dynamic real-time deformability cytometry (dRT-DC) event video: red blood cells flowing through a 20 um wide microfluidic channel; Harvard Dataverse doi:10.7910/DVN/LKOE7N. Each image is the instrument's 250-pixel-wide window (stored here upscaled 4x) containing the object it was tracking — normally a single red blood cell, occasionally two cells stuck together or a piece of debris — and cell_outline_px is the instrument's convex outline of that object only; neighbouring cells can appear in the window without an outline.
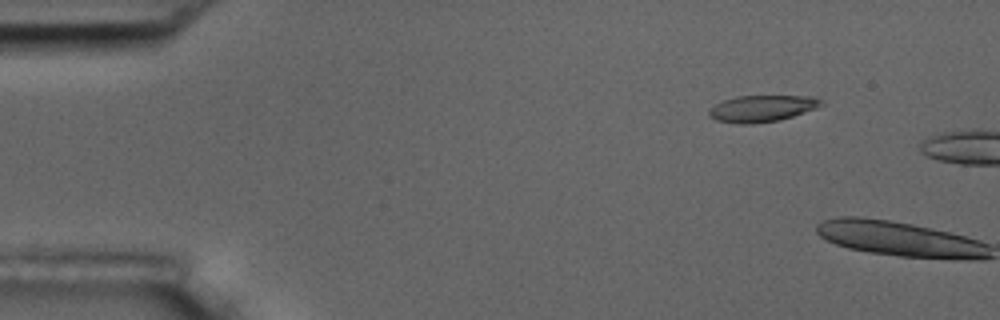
{"species": "common noctule bat (a hibernating species)", "species_latin": "Nyctalus noctula", "temperature_condition": "room temperature", "stored_images_in_passage": 2, "camera_frame_rate_fps": 3000, "um_per_image_px": 0.085, "animal": {"sex": "male", "body_mass_g": 17.5, "forearm_length_mm": 52.3}, "frame": {"image": 1, "passage_image": 1, "time_ms": 0.0, "image_size_px": [1000, 320], "cell_outline_px": [[824, 104], [816, 108], [780, 120], [752, 124], [736, 124], [716, 120], [708, 116], [708, 112], [716, 104], [724, 100], [736, 96], [812, 96], [824, 100]], "centroid_in_image_um": [64.78, 9.22], "position_along_channel_um": 20.2, "area_um2": 17.4}}